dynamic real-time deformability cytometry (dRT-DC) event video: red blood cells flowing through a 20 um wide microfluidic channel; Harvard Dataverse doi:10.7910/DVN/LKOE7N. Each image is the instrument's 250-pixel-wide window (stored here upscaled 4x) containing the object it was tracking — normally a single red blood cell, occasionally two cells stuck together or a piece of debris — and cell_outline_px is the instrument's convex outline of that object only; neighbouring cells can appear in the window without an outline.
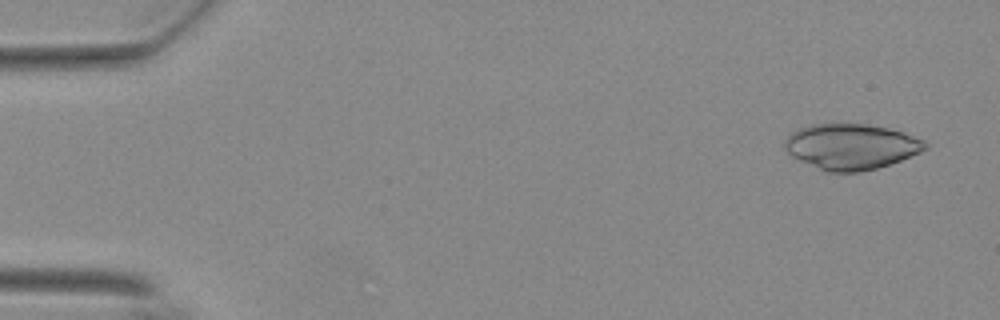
{"species": "Egyptian fruit bat (a non-hibernating species)", "species_latin": "Rousettus aegyptiacus", "temperature_condition": "warm", "stored_images_in_passage": 56, "camera_frame_rate_fps": 3000, "um_per_image_px": 0.085, "animal": {"sex": "female"}, "frame": {"image": 1, "passage_image": 3, "time_ms": 0.667, "image_size_px": [1000, 320], "cell_outline_px": [[928, 148], [920, 152], [900, 160], [876, 168], [860, 172], [824, 172], [792, 156], [784, 148], [784, 140], [796, 128], [812, 124], [868, 124], [888, 128], [904, 132], [924, 140], [928, 144]], "centroid_in_image_um": [72.33, 12.45], "position_along_channel_um": 12.7, "area_um2": 37.4}}